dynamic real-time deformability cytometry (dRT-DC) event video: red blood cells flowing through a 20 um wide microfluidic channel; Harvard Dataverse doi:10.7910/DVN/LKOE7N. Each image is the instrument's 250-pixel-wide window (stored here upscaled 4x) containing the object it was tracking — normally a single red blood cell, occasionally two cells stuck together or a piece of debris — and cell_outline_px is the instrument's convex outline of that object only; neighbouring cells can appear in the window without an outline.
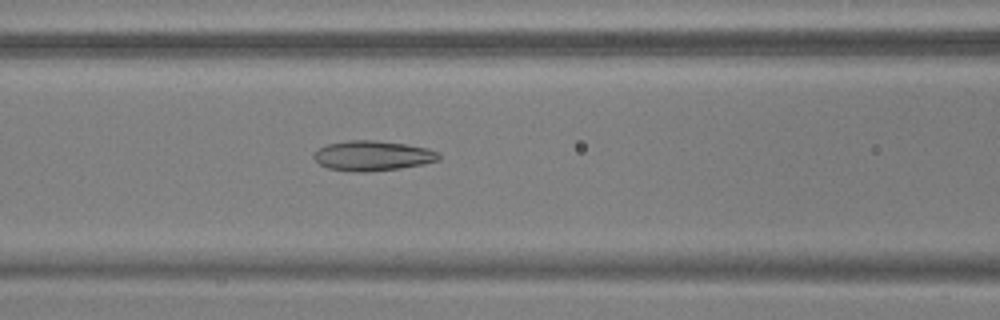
{"species": "common noctule bat (a hibernating species)", "species_latin": "Nyctalus noctula", "temperature_condition": "warm", "stored_images_in_passage": 43, "camera_frame_rate_fps": 3000, "um_per_image_px": 0.085, "animal": {"sex": "male", "body_mass_g": 17.9, "forearm_length_mm": 54.2}, "frame": {"image": 1, "passage_image": 13, "time_ms": 4.0, "image_size_px": [1000, 320], "cell_outline_px": [[440, 160], [424, 164], [400, 168], [368, 172], [356, 172], [328, 168], [320, 164], [312, 156], [320, 148], [328, 144], [348, 140], [376, 140], [404, 144], [428, 148], [440, 152]], "centroid_in_image_um": [31.71, 13.24], "position_along_channel_um": 134.9, "area_um2": 21.85}}
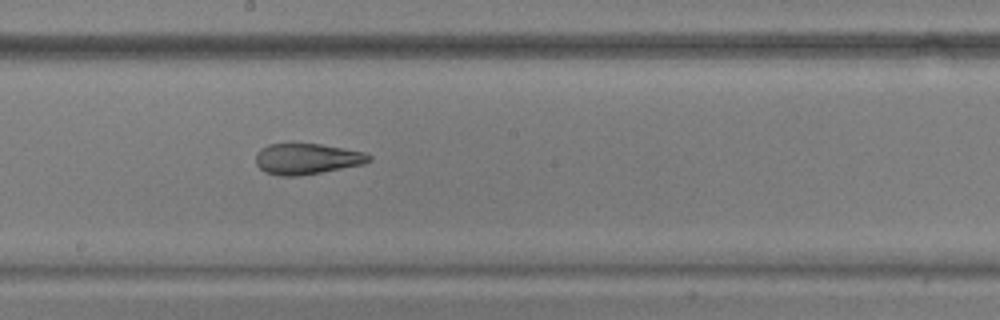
{"frame": {"image": 2, "passage_image": 20, "time_ms": 6.333, "image_size_px": [1000, 320], "cell_outline_px": [[372, 160], [364, 164], [320, 172], [296, 176], [280, 176], [264, 172], [256, 164], [256, 152], [260, 148], [268, 144], [320, 144], [344, 148], [364, 152], [372, 156]], "centroid_in_image_um": [26.08, 13.5], "position_along_channel_um": 222.1, "area_um2": 20.35}}
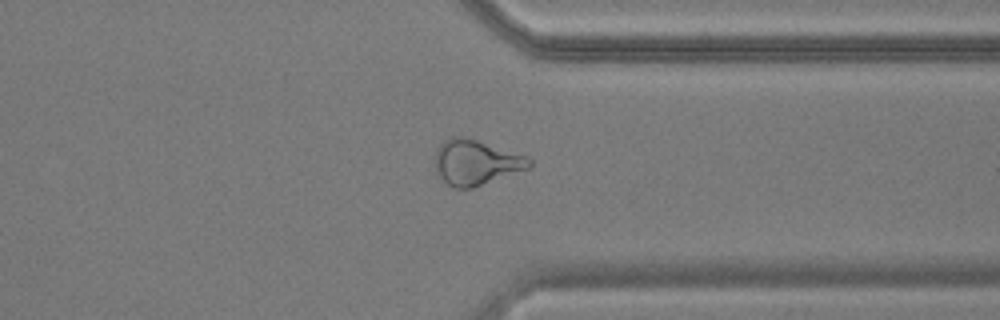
{"frame": {"image": 3, "passage_image": 32, "time_ms": 10.333, "image_size_px": [1000, 320], "cell_outline_px": [[532, 164], [528, 168], [472, 188], [456, 188], [448, 184], [440, 176], [436, 168], [436, 148], [444, 140], [452, 136], [460, 136], [476, 140], [524, 156], [532, 160]], "centroid_in_image_um": [40.42, 13.8], "position_along_channel_um": 371.0, "area_um2": 24.1}}